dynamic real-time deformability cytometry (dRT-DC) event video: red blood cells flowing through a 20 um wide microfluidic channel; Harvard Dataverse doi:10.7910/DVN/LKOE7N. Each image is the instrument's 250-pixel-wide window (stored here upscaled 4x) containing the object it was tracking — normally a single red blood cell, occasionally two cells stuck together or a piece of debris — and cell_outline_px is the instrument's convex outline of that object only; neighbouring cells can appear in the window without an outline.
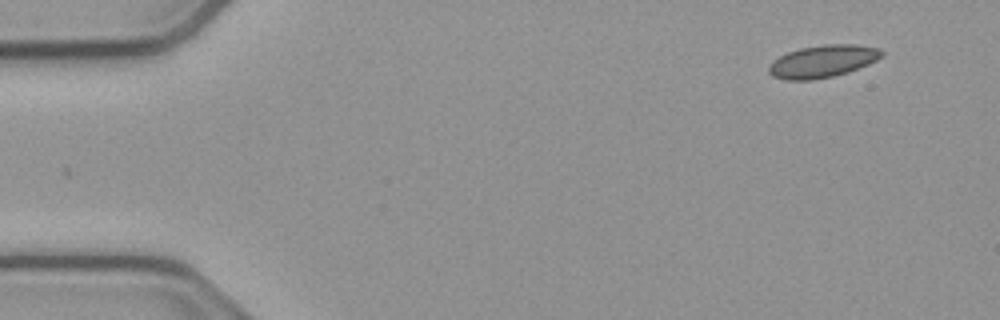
{"species": "common noctule bat (a hibernating species)", "species_latin": "Nyctalus noctula", "temperature_condition": "cold", "stored_images_in_passage": 27, "camera_frame_rate_fps": 3000, "um_per_image_px": 0.085, "animal": {"sex": "male", "body_mass_g": 23.1, "forearm_length_mm": 52.7}, "frame": {"image": 1, "passage_image": 1, "time_ms": 0.0, "image_size_px": [1000, 320], "cell_outline_px": [[884, 56], [868, 64], [848, 72], [832, 76], [812, 80], [784, 80], [772, 76], [768, 72], [768, 64], [772, 60], [788, 52], [800, 48], [824, 44], [856, 44], [880, 48], [884, 52]], "centroid_in_image_um": [69.92, 5.21], "position_along_channel_um": 15.1, "area_um2": 21.5}}
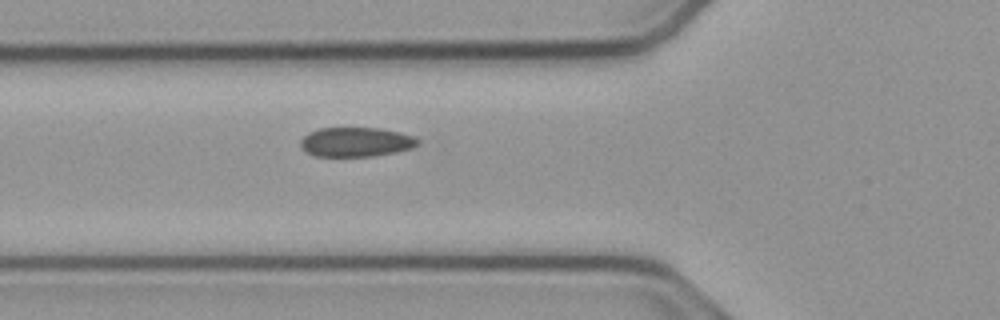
{"frame": {"image": 2, "passage_image": 16, "time_ms": 5.0, "image_size_px": [1000, 320], "cell_outline_px": [[420, 144], [412, 148], [396, 152], [372, 156], [316, 156], [308, 152], [300, 144], [300, 140], [308, 132], [320, 128], [380, 128], [400, 132], [412, 136], [420, 140]], "centroid_in_image_um": [30.29, 12.06], "position_along_channel_um": 95.5, "area_um2": 20.06}}
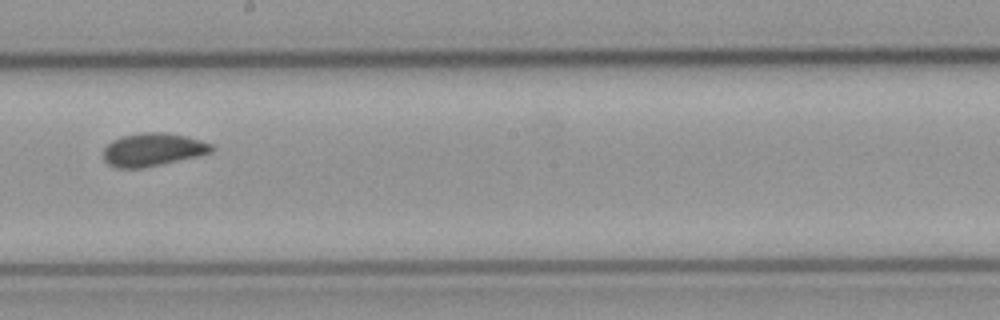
{"frame": {"image": 3, "passage_image": 27, "time_ms": 8.667, "image_size_px": [1000, 320], "cell_outline_px": [[216, 148], [212, 152], [200, 156], [144, 168], [116, 168], [108, 164], [104, 160], [104, 148], [112, 140], [124, 136], [144, 132], [164, 132], [184, 136], [200, 140], [212, 144]], "centroid_in_image_um": [13.02, 12.73], "position_along_channel_um": 235.2, "area_um2": 20.92}}